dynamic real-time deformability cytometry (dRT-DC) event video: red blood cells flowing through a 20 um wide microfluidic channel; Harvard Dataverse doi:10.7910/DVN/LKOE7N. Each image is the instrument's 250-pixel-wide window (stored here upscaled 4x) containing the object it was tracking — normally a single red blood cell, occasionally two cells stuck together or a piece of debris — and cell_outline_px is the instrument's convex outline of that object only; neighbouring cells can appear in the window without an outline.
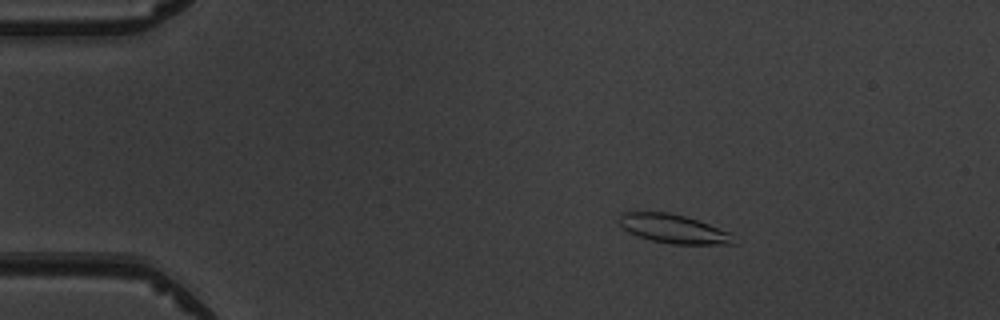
{"species": "common noctule bat (a hibernating species)", "species_latin": "Nyctalus noctula", "temperature_condition": "warm", "stored_images_in_passage": 5, "camera_frame_rate_fps": 3000, "um_per_image_px": 0.085, "animal": {"sex": "male", "body_mass_g": 19.5, "forearm_length_mm": 54.6}, "frame": {"image": 1, "passage_image": 3, "time_ms": 2.333, "image_size_px": [1000, 320], "cell_outline_px": [[736, 244], [672, 244], [652, 240], [628, 232], [620, 224], [620, 216], [624, 212], [668, 212], [684, 216], [732, 232]], "centroid_in_image_um": [57.3, 19.45], "position_along_channel_um": 27.7, "area_um2": 19.02}}